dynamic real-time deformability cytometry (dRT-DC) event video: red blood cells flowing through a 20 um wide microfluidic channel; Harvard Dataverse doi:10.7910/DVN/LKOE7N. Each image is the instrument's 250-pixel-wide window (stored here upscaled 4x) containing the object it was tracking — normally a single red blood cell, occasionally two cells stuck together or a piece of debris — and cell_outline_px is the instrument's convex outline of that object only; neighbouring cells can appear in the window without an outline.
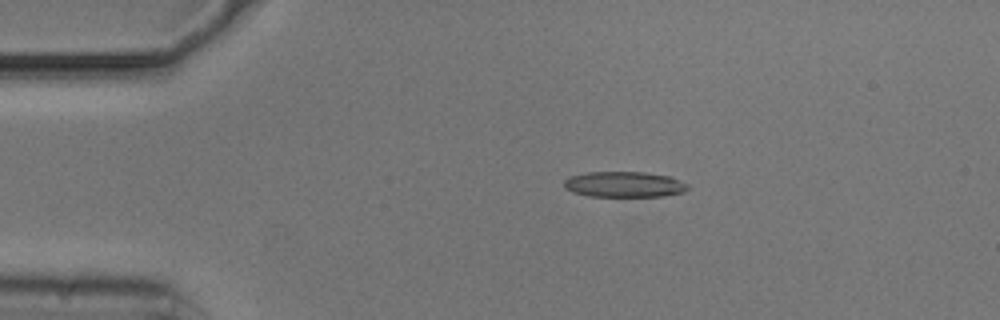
{"species": "common noctule bat (a hibernating species)", "species_latin": "Nyctalus noctula", "temperature_condition": "cold", "stored_images_in_passage": 41, "camera_frame_rate_fps": 3000, "um_per_image_px": 0.085, "animal": {"sex": "male", "body_mass_g": 20.5, "forearm_length_mm": 52.5}, "frame": {"image": 1, "passage_image": 5, "time_ms": 1.333, "image_size_px": [1000, 320], "cell_outline_px": [[688, 188], [684, 192], [664, 196], [588, 196], [572, 192], [564, 188], [564, 180], [568, 176], [588, 172], [644, 172], [668, 176], [688, 184]], "centroid_in_image_um": [53.02, 15.67], "position_along_channel_um": 32.0, "area_um2": 18.5}}
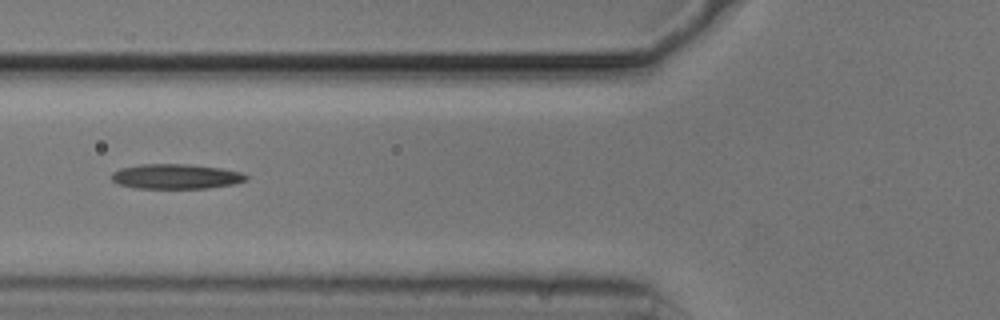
{"frame": {"image": 2, "passage_image": 15, "time_ms": 4.667, "image_size_px": [1000, 320], "cell_outline_px": [[248, 180], [232, 184], [208, 188], [136, 188], [120, 184], [112, 180], [112, 172], [120, 168], [140, 164], [184, 164], [220, 168], [240, 172], [248, 176]], "centroid_in_image_um": [14.95, 15.0], "position_along_channel_um": 110.9, "area_um2": 19.36}}
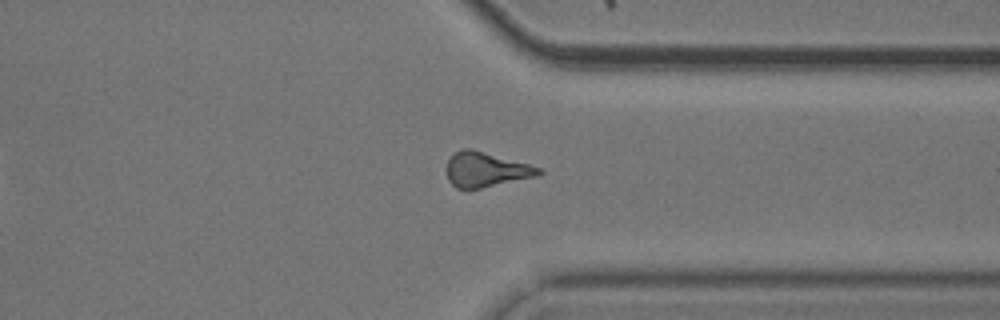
{"frame": {"image": 3, "passage_image": 36, "time_ms": 11.667, "image_size_px": [1000, 320], "cell_outline_px": [[544, 172], [536, 176], [468, 192], [456, 188], [448, 180], [448, 160], [456, 152], [464, 148], [472, 148], [528, 164], [540, 168]], "centroid_in_image_um": [41.29, 14.45], "position_along_channel_um": 370.1, "area_um2": 18.9}, "authors_computed_cell_mechanics": {"area_um2": 19.074, "velocity_mm_per_s": 3.7203, "shape_relaxation_time_tau1_ms": 3.331, "shape_relaxation_time_tau2_ms": 4.4549, "deformation_change_tau1": 0.1208, "deformation_change_tau2": 0.155}}